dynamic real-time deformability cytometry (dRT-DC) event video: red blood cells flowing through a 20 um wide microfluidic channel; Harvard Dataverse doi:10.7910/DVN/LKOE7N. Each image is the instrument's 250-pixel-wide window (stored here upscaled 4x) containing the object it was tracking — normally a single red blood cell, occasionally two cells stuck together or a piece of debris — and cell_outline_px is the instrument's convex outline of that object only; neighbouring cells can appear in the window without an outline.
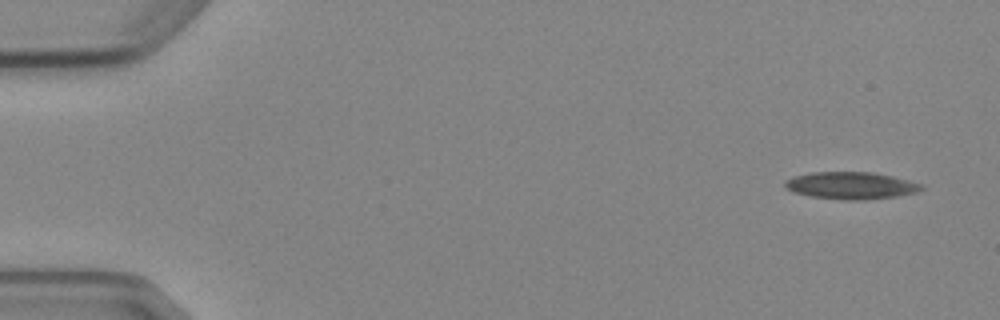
{"species": "Egyptian fruit bat (a non-hibernating species)", "species_latin": "Rousettus aegyptiacus", "temperature_condition": "cold", "stored_images_in_passage": 7, "camera_frame_rate_fps": 3000, "um_per_image_px": 0.085, "animal": {"sex": "female"}, "frame": {"image": 1, "passage_image": 1, "time_ms": 0.0, "image_size_px": [1000, 320], "cell_outline_px": [[924, 188], [916, 192], [896, 196], [864, 200], [844, 200], [812, 196], [792, 192], [784, 188], [784, 180], [792, 176], [812, 172], [872, 172], [892, 176], [908, 180], [920, 184]], "centroid_in_image_um": [72.27, 15.76], "position_along_channel_um": 12.7, "area_um2": 21.62}}
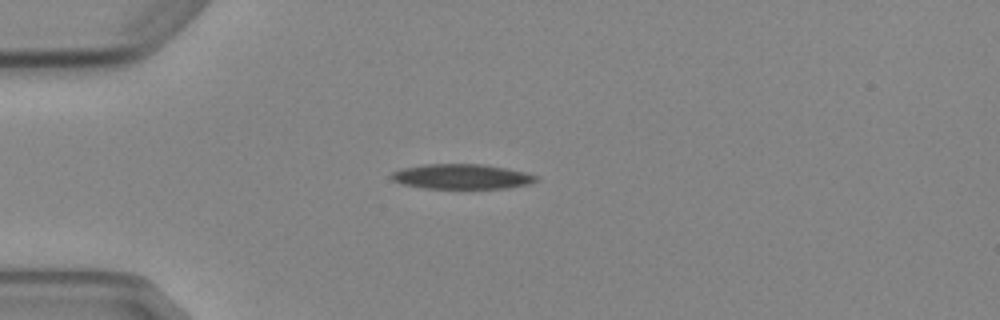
{"frame": {"image": 2, "passage_image": 4, "time_ms": 3.667, "image_size_px": [1000, 320], "cell_outline_px": [[540, 180], [532, 184], [508, 188], [424, 188], [400, 184], [392, 180], [388, 176], [392, 172], [400, 168], [424, 164], [484, 164], [508, 168], [540, 176]], "centroid_in_image_um": [39.26, 15.0], "position_along_channel_um": 45.7, "area_um2": 21.5}}
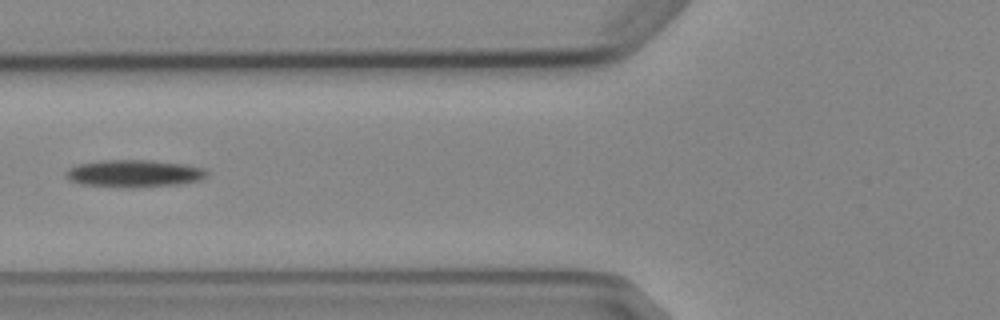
{"frame": {"image": 3, "passage_image": 6, "time_ms": 6.0, "image_size_px": [1000, 320], "cell_outline_px": [[208, 176], [204, 180], [180, 184], [132, 188], [124, 188], [80, 184], [68, 180], [64, 176], [64, 172], [68, 168], [76, 164], [100, 160], [152, 160], [188, 164], [204, 168], [208, 172]], "centroid_in_image_um": [11.4, 14.75], "position_along_channel_um": 114.4, "area_um2": 23.18}}